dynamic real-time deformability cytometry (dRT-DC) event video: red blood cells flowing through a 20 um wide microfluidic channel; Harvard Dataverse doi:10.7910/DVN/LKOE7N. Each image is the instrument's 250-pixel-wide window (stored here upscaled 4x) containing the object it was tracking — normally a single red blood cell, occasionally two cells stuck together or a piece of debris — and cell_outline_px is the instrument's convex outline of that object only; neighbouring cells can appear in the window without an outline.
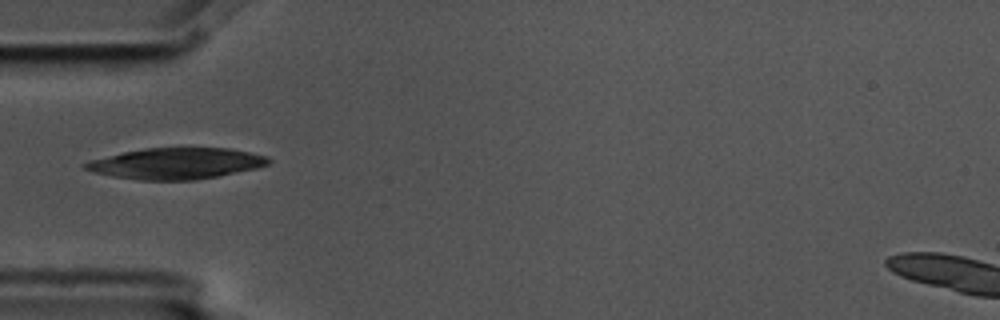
{"species": "common noctule bat (a hibernating species)", "species_latin": "Nyctalus noctula", "temperature_condition": "cold", "stored_images_in_passage": 3, "camera_frame_rate_fps": 3000, "um_per_image_px": 0.085, "animal": {"sex": "male", "body_mass_g": 17.5, "forearm_length_mm": 52.3}, "frame": {"image": 1, "passage_image": 3, "time_ms": 0.667, "image_size_px": [1000, 320], "cell_outline_px": [[272, 160], [268, 164], [256, 168], [196, 180], [136, 180], [112, 176], [96, 172], [84, 168], [80, 164], [88, 160], [124, 152], [144, 148], [228, 148], [268, 156]], "centroid_in_image_um": [14.95, 13.89], "position_along_channel_um": 70.1, "area_um2": 33.12}}